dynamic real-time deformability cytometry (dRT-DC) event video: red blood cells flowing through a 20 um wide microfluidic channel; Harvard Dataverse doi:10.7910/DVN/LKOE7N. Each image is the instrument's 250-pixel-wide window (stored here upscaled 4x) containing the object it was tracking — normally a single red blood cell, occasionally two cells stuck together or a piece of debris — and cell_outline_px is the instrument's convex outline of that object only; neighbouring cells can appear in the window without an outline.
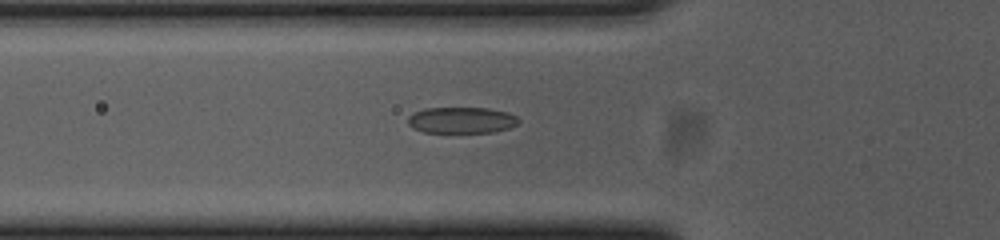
{"species": "common noctule bat (a hibernating species)", "species_latin": "Nyctalus noctula", "temperature_condition": "cold", "stored_images_in_passage": 33, "camera_frame_rate_fps": 3000, "um_per_image_px": 0.085, "animal": {"sex": "female", "body_mass_g": 23.0, "forearm_length_mm": 53.4}, "frame": {"image": 1, "passage_image": 2, "time_ms": 0.333, "image_size_px": [1000, 240], "cell_outline_px": [[520, 120], [516, 124], [508, 128], [492, 132], [424, 132], [412, 128], [408, 124], [408, 116], [412, 112], [424, 108], [488, 108], [508, 112], [516, 116]], "centroid_in_image_um": [39.19, 10.2], "position_along_channel_um": 86.6, "area_um2": 16.94}}
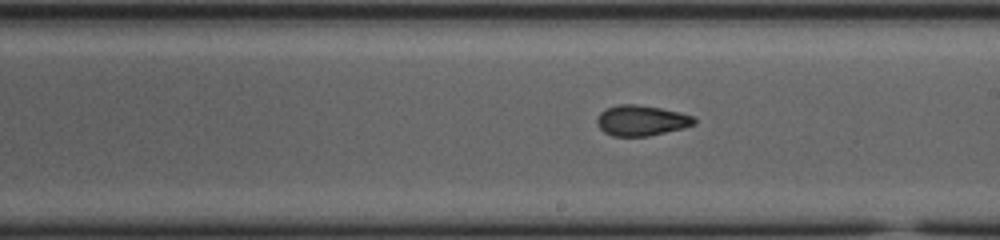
{"frame": {"image": 2, "passage_image": 14, "time_ms": 4.333, "image_size_px": [1000, 240], "cell_outline_px": [[696, 124], [684, 128], [648, 136], [612, 136], [604, 132], [596, 124], [596, 120], [600, 112], [616, 104], [636, 104], [660, 108], [680, 112], [696, 116]], "centroid_in_image_um": [54.54, 10.24], "position_along_channel_um": 234.5, "area_um2": 17.46}}
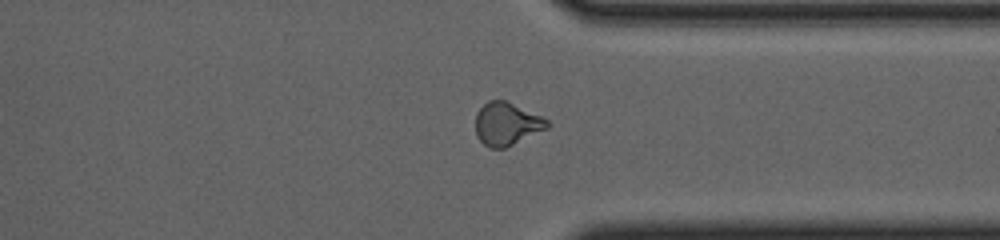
{"frame": {"image": 3, "passage_image": 25, "time_ms": 8.0, "image_size_px": [1000, 240], "cell_outline_px": [[552, 124], [548, 128], [504, 148], [488, 148], [476, 136], [476, 112], [488, 100], [504, 100], [540, 116], [548, 120]], "centroid_in_image_um": [43.06, 10.54], "position_along_channel_um": 368.3, "area_um2": 17.74}}